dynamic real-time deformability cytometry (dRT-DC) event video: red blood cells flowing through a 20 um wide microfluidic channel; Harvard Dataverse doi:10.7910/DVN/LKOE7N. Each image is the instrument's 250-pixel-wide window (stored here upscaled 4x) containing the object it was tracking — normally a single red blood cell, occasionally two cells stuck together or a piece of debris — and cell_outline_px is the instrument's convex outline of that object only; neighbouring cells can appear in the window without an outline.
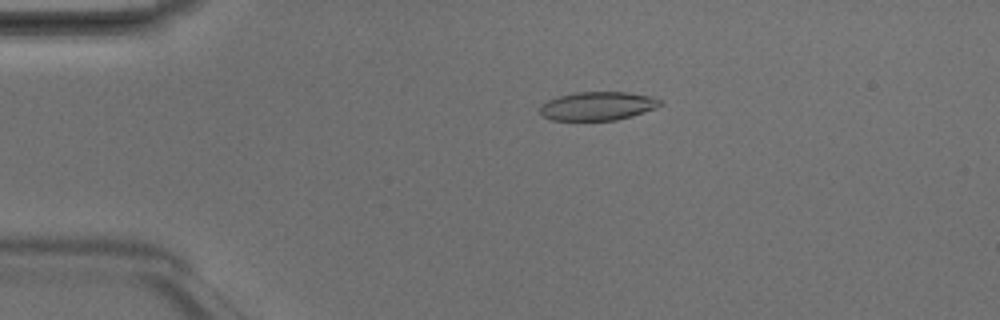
{"species": "Egyptian fruit bat (a non-hibernating species)", "species_latin": "Rousettus aegyptiacus", "temperature_condition": "room temperature", "stored_images_in_passage": 3, "camera_frame_rate_fps": 3000, "um_per_image_px": 0.085, "animal": {"sex": "male"}, "frame": {"image": 1, "passage_image": 2, "time_ms": 0.333, "image_size_px": [1000, 320], "cell_outline_px": [[660, 104], [656, 108], [632, 116], [616, 120], [552, 120], [544, 116], [540, 112], [540, 108], [548, 100], [560, 96], [576, 92], [628, 92], [652, 96], [660, 100]], "centroid_in_image_um": [50.83, 9.01], "position_along_channel_um": 34.2, "area_um2": 19.83}}